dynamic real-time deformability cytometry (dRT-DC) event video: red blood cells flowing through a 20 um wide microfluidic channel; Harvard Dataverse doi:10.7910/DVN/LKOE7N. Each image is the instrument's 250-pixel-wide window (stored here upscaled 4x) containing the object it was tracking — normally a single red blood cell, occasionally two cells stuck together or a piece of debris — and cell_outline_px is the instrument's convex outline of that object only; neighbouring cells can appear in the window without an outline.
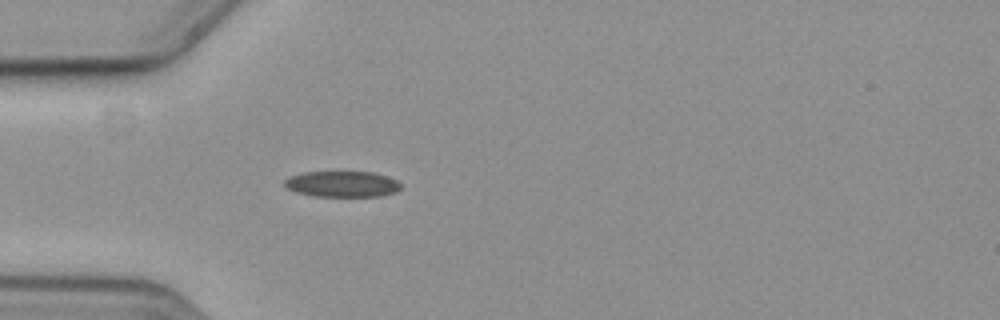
{"species": "common noctule bat (a hibernating species)", "species_latin": "Nyctalus noctula", "temperature_condition": "cold", "stored_images_in_passage": 42, "camera_frame_rate_fps": 3000, "um_per_image_px": 0.085, "animal": {"sex": "female", "body_mass_g": 19.3, "forearm_length_mm": 54.1}, "frame": {"image": 1, "passage_image": 1, "time_ms": 0.0, "image_size_px": [1000, 320], "cell_outline_px": [[400, 188], [396, 192], [380, 196], [312, 196], [296, 192], [284, 188], [284, 180], [288, 176], [304, 172], [376, 172], [388, 176], [396, 180], [400, 184]], "centroid_in_image_um": [29.05, 15.64], "position_along_channel_um": 56.0, "area_um2": 17.74}}
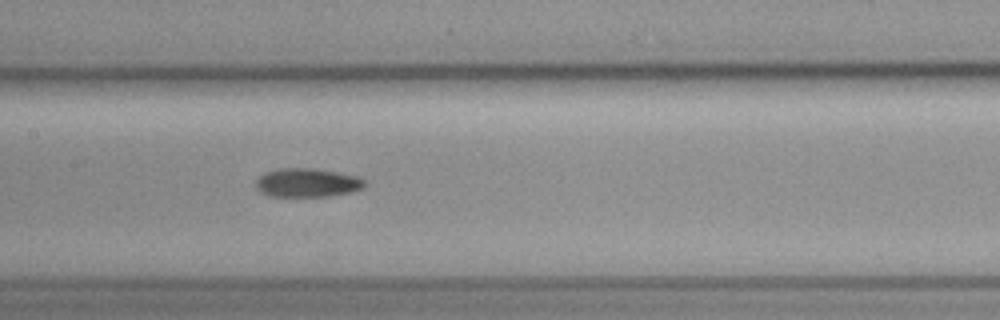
{"frame": {"image": 2, "passage_image": 12, "time_ms": 3.667, "image_size_px": [1000, 320], "cell_outline_px": [[364, 188], [352, 192], [328, 196], [272, 196], [260, 192], [256, 188], [256, 180], [264, 172], [280, 168], [312, 168], [336, 172], [356, 176], [364, 180]], "centroid_in_image_um": [26.09, 15.53], "position_along_channel_um": 181.3, "area_um2": 18.15}}
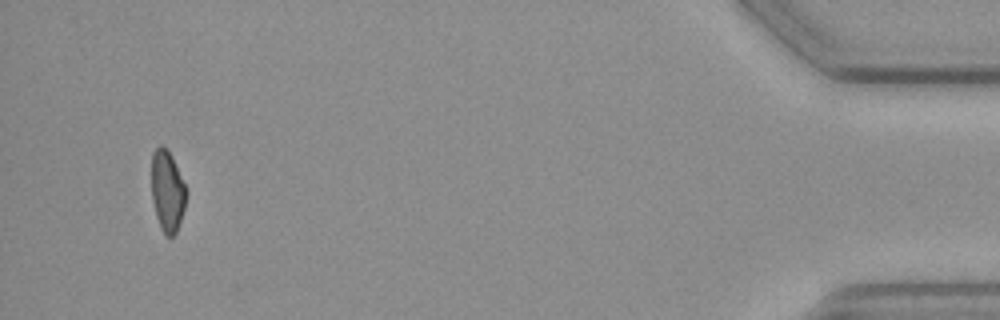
{"frame": {"image": 3, "passage_image": 39, "time_ms": 12.667, "image_size_px": [1000, 320], "cell_outline_px": [[188, 192], [184, 208], [176, 232], [172, 236], [164, 236], [160, 228], [156, 216], [152, 196], [152, 152], [160, 144], [172, 156]], "centroid_in_image_um": [14.23, 16.26], "position_along_channel_um": 421.0, "area_um2": 16.3}, "authors_computed_cell_mechanics": {"area_um2": 17.8313, "velocity_mm_per_s": 3.5891, "shape_relaxation_time_tau1_ms": 4.045, "shape_relaxation_time_tau2_ms": 7.1609, "deformation_change_tau1": 0.1158, "deformation_change_tau2": 0.1341}}